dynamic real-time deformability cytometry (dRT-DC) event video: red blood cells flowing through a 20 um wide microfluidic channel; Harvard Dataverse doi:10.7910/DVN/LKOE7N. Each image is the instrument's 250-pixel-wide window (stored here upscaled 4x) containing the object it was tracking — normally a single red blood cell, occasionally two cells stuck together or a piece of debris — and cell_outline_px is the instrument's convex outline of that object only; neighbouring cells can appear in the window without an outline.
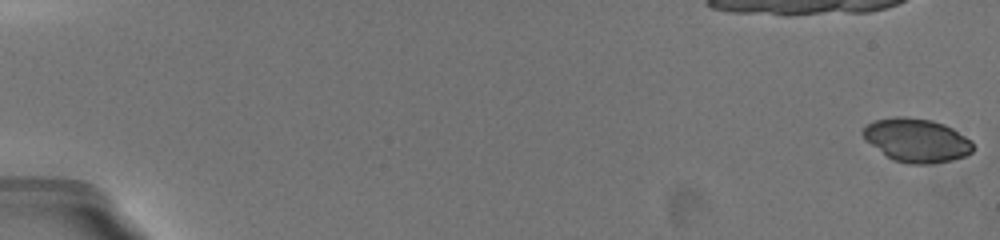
{"species": "common noctule bat (a hibernating species)", "species_latin": "Nyctalus noctula", "temperature_condition": "warm", "stored_images_in_passage": 111, "camera_frame_rate_fps": 3000, "um_per_image_px": 0.085, "animal": {"sex": "female", "body_mass_g": 19.5, "forearm_length_mm": 54.1}, "frame": {"image": 1, "passage_image": 1, "time_ms": 0.0, "image_size_px": [1000, 240], "cell_outline_px": [[972, 152], [964, 156], [952, 160], [928, 164], [908, 164], [892, 160], [864, 140], [864, 128], [868, 124], [876, 120], [900, 116], [928, 120], [944, 124], [952, 128], [972, 140]], "centroid_in_image_um": [77.92, 11.94], "position_along_channel_um": 7.1, "area_um2": 27.69}}
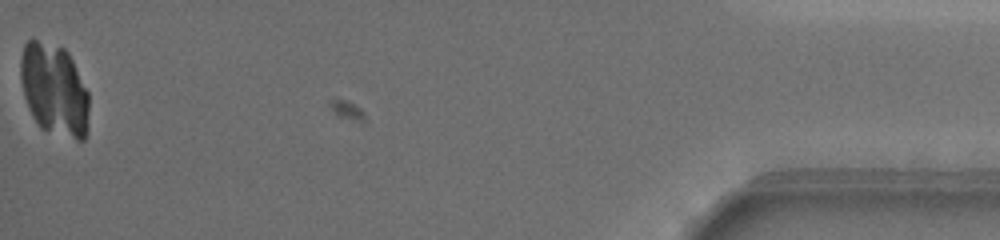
{"frame": {"image": 2, "passage_image": 111, "time_ms": 19.667, "image_size_px": [1000, 240], "cell_outline_px": [[88, 132], [84, 140], [76, 140], [40, 128], [24, 96], [20, 76], [20, 56], [24, 44], [28, 40], [36, 40], [64, 48], [68, 52], [88, 92]], "centroid_in_image_um": [4.62, 7.63], "position_along_channel_um": 430.6, "area_um2": 36.59}}